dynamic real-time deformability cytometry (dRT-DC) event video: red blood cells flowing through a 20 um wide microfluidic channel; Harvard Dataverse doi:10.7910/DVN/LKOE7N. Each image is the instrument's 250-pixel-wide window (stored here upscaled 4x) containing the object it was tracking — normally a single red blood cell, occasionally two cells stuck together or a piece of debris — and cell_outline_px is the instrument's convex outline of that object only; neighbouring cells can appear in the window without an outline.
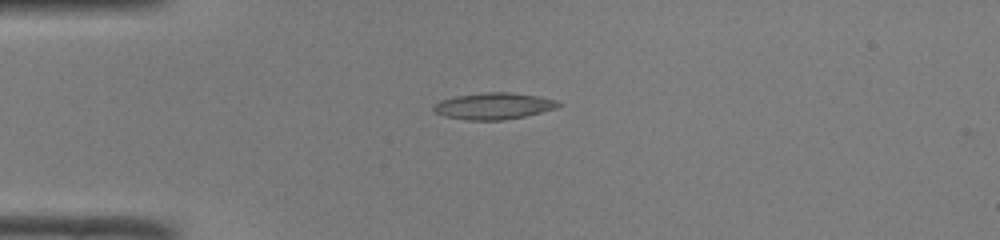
{"species": "common noctule bat (a hibernating species)", "species_latin": "Nyctalus noctula", "temperature_condition": "room temperature", "stored_images_in_passage": 38, "camera_frame_rate_fps": 3000, "um_per_image_px": 0.085, "animal": {"sex": "male", "body_mass_g": 19.0, "forearm_length_mm": 50.8}, "frame": {"image": 1, "passage_image": 1, "time_ms": 0.0, "image_size_px": [1000, 240], "cell_outline_px": [[564, 104], [556, 108], [524, 116], [504, 120], [468, 120], [444, 116], [436, 112], [432, 108], [440, 100], [456, 96], [484, 92], [512, 92], [540, 96], [556, 100]], "centroid_in_image_um": [41.99, 9.0], "position_along_channel_um": 43.0, "area_um2": 19.31}}
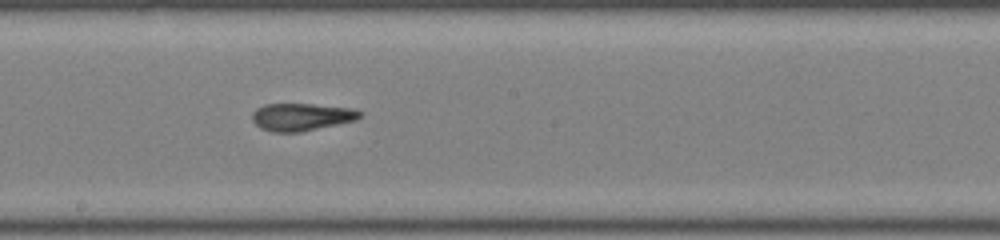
{"frame": {"image": 2, "passage_image": 16, "time_ms": 5.0, "image_size_px": [1000, 240], "cell_outline_px": [[364, 112], [356, 120], [300, 132], [272, 132], [260, 128], [252, 120], [252, 112], [256, 108], [264, 104], [312, 104], [352, 108]], "centroid_in_image_um": [25.61, 9.93], "position_along_channel_um": 222.6, "area_um2": 17.28}}
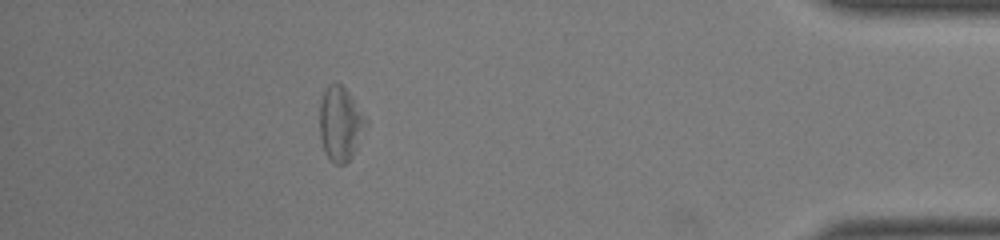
{"frame": {"image": 3, "passage_image": 33, "time_ms": 10.667, "image_size_px": [1000, 240], "cell_outline_px": [[368, 124], [352, 156], [344, 164], [336, 164], [328, 156], [324, 148], [320, 136], [320, 104], [324, 92], [328, 84], [340, 84], [348, 92], [368, 120]], "centroid_in_image_um": [28.95, 10.51], "position_along_channel_um": 406.3, "area_um2": 19.59}, "authors_computed_cell_mechanics": {"area_um2": 18.2359, "velocity_mm_per_s": 4.0624, "shape_relaxation_time_tau1_ms": null, "shape_relaxation_time_tau2_ms": 2.162, "deformation_change_tau1": null, "deformation_change_tau2": 0.1256}}